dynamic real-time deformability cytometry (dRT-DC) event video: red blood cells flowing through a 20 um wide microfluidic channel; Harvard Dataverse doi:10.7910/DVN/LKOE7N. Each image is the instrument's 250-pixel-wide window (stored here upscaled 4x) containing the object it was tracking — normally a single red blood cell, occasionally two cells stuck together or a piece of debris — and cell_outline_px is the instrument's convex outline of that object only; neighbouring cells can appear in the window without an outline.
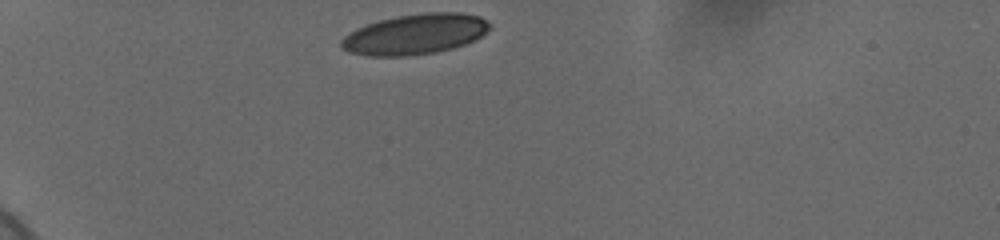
{"species": "human", "species_latin": "Homo sapiens", "temperature_condition": "cold", "stored_images_in_passage": 34, "camera_frame_rate_fps": 3000, "um_per_image_px": 0.085, "donor": {"sex": "female"}, "frame": {"image": 1, "passage_image": 1, "time_ms": 0.0, "image_size_px": [1000, 240], "cell_outline_px": [[492, 24], [488, 32], [476, 40], [452, 48], [436, 52], [408, 56], [368, 56], [348, 52], [340, 48], [340, 40], [348, 32], [356, 28], [380, 20], [396, 16], [428, 12], [460, 12], [480, 16]], "centroid_in_image_um": [35.29, 2.91], "position_along_channel_um": 49.7, "area_um2": 35.32}}
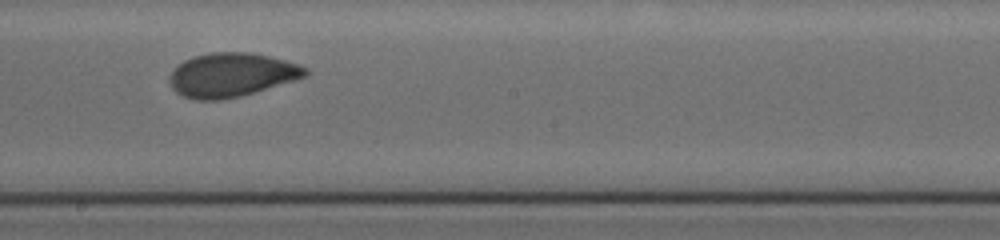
{"frame": {"image": 2, "passage_image": 19, "time_ms": 6.0, "image_size_px": [1000, 240], "cell_outline_px": [[308, 76], [240, 96], [220, 100], [196, 100], [184, 96], [176, 92], [172, 88], [168, 80], [168, 76], [176, 64], [184, 60], [196, 56], [212, 52], [248, 52], [268, 56], [300, 64], [308, 68]], "centroid_in_image_um": [19.65, 6.36], "position_along_channel_um": 228.5, "area_um2": 34.8}}
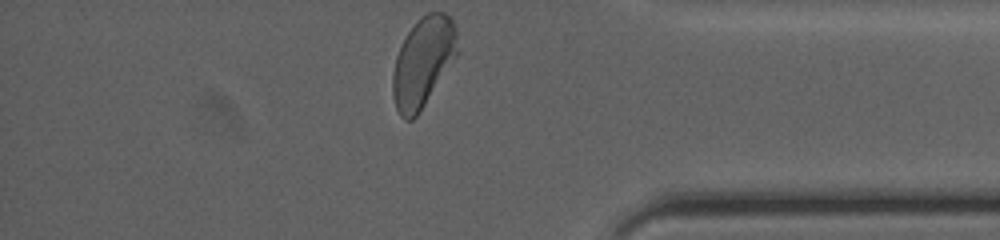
{"frame": {"image": 3, "passage_image": 34, "time_ms": 11.0, "image_size_px": [1000, 240], "cell_outline_px": [[456, 56], [420, 112], [412, 120], [404, 120], [400, 116], [396, 108], [392, 96], [392, 72], [396, 56], [408, 32], [420, 16], [428, 12], [444, 12], [452, 20], [456, 28]], "centroid_in_image_um": [35.92, 5.3], "position_along_channel_um": 399.3, "area_um2": 33.52}, "authors_computed_cell_mechanics": {"area_um2": 34.7378, "velocity_mm_per_s": 3.6693, "shape_relaxation_time_tau1_ms": 2.978, "shape_relaxation_time_tau2_ms": 1.2066, "deformation_change_tau1": 0.1228, "deformation_change_tau2": 0.0476}}